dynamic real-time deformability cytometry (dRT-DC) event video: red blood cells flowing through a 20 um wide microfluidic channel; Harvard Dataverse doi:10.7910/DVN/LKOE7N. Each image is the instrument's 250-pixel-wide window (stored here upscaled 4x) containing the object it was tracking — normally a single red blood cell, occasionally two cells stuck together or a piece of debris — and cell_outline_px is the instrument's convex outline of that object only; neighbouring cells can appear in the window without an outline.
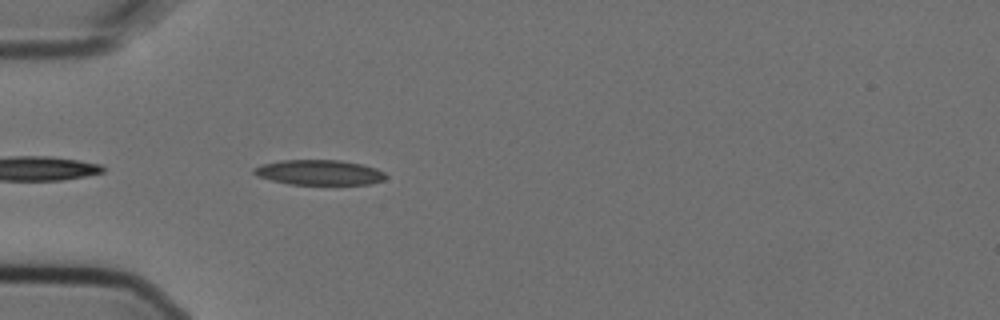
{"species": "Egyptian fruit bat (a non-hibernating species)", "species_latin": "Rousettus aegyptiacus", "temperature_condition": "cold", "stored_images_in_passage": 5, "segment_of_instrument_passage": [2, 2], "camera_frame_rate_fps": 3000, "um_per_image_px": 0.085, "animal": {"sex": "female"}, "frame": {"image": 1, "passage_image": 5, "time_ms": 1.333, "image_size_px": [1000, 320], "cell_outline_px": [[388, 176], [384, 180], [368, 184], [288, 184], [256, 176], [252, 172], [252, 168], [260, 164], [280, 160], [340, 160], [360, 164], [376, 168], [384, 172]], "centroid_in_image_um": [27.09, 14.65], "position_along_channel_um": 57.9, "area_um2": 19.36}}